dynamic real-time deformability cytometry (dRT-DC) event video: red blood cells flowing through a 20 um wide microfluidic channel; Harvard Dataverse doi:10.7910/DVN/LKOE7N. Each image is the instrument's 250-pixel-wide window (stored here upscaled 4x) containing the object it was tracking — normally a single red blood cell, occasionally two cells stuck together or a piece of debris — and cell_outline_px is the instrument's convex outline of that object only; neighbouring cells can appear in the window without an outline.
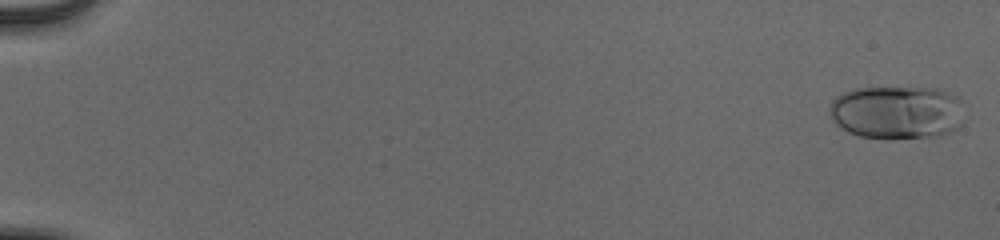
{"species": "human", "species_latin": "Homo sapiens", "temperature_condition": "cold", "stored_images_in_passage": 55, "camera_frame_rate_fps": 3000, "um_per_image_px": 0.085, "donor": {"sex": "male"}, "frame": {"image": 1, "passage_image": 2, "time_ms": 0.333, "image_size_px": [1000, 240], "cell_outline_px": [[960, 124], [956, 128], [948, 132], [936, 136], [860, 136], [848, 132], [836, 124], [832, 120], [828, 112], [828, 104], [836, 96], [844, 92], [856, 88], [932, 88], [948, 92], [960, 96]], "centroid_in_image_um": [76.17, 9.5], "position_along_channel_um": 8.8, "area_um2": 41.15}}
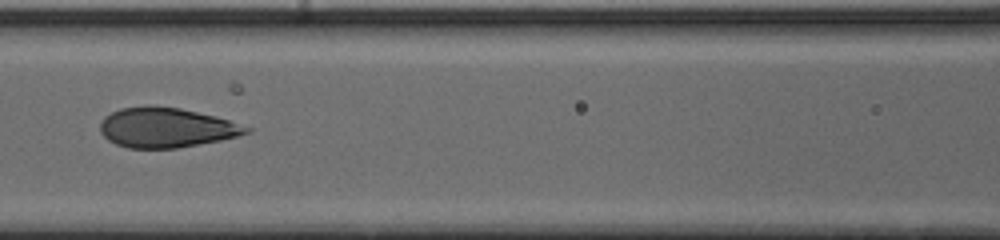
{"frame": {"image": 2, "passage_image": 28, "time_ms": 9.0, "image_size_px": [1000, 240], "cell_outline_px": [[252, 132], [220, 140], [176, 148], [128, 148], [116, 144], [108, 140], [100, 132], [100, 124], [104, 116], [120, 108], [148, 104], [152, 104], [180, 108], [216, 116], [252, 128]], "centroid_in_image_um": [14.1, 10.82], "position_along_channel_um": 152.5, "area_um2": 34.1}}
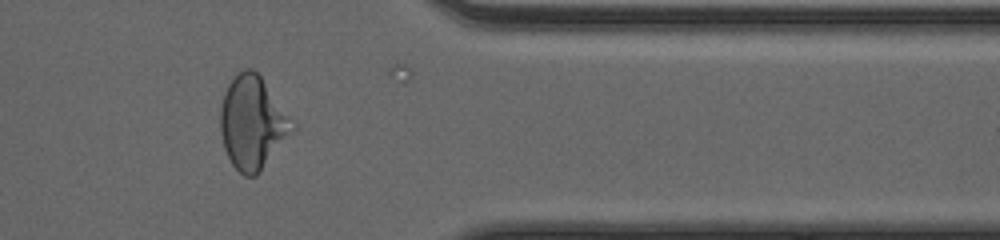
{"frame": {"image": 3, "passage_image": 47, "time_ms": 15.333, "image_size_px": [1000, 240], "cell_outline_px": [[296, 128], [260, 172], [256, 176], [244, 176], [232, 164], [224, 148], [220, 132], [220, 108], [224, 92], [228, 84], [244, 68], [252, 68], [260, 76], [296, 124]], "centroid_in_image_um": [21.46, 10.45], "position_along_channel_um": 389.9, "area_um2": 38.78}, "authors_computed_cell_mechanics": {"area_um2": 36.2984, "velocity_mm_per_s": 3.9129, "shape_relaxation_time_tau1_ms": 7.1634, "shape_relaxation_time_tau2_ms": null, "deformation_change_tau1": 0.2251, "deformation_change_tau2": null}}